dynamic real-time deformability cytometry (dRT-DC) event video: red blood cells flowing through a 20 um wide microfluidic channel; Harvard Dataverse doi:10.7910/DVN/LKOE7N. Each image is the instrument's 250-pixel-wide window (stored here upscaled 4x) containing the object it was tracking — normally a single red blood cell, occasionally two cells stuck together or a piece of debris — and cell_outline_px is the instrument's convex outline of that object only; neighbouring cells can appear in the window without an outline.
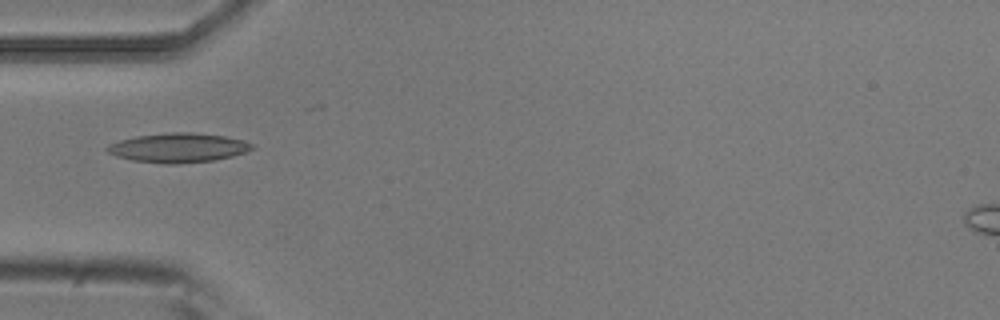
{"species": "common noctule bat (a hibernating species)", "species_latin": "Nyctalus noctula", "temperature_condition": "room temperature", "stored_images_in_passage": 6, "camera_frame_rate_fps": 3000, "um_per_image_px": 0.085, "animal": {"sex": "male", "body_mass_g": 20.5, "forearm_length_mm": 52.5}, "frame": {"image": 1, "passage_image": 2, "time_ms": 0.333, "image_size_px": [1000, 320], "cell_outline_px": [[256, 148], [248, 152], [232, 156], [212, 160], [176, 164], [164, 164], [132, 160], [116, 156], [108, 152], [104, 148], [108, 144], [120, 140], [136, 136], [172, 132], [188, 132], [224, 136], [244, 140], [252, 144]], "centroid_in_image_um": [15.15, 12.56], "position_along_channel_um": 69.8, "area_um2": 24.8}}
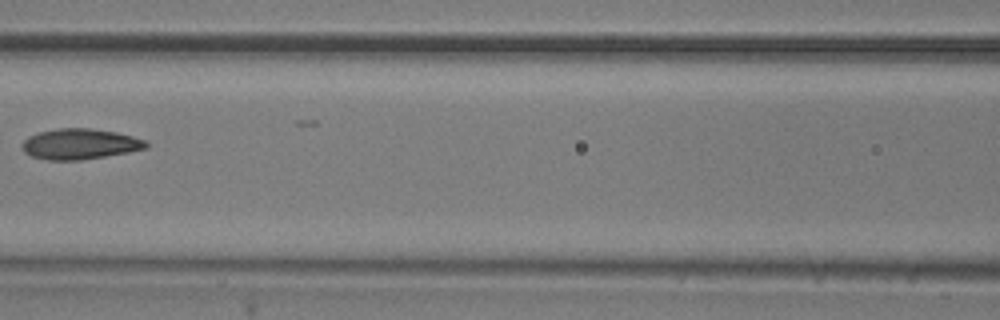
{"frame": {"image": 2, "passage_image": 4, "time_ms": 1.0, "image_size_px": [1000, 320], "cell_outline_px": [[148, 148], [128, 152], [80, 160], [48, 160], [32, 156], [24, 152], [20, 144], [28, 136], [40, 132], [60, 128], [88, 128], [116, 132], [132, 136], [144, 140], [148, 144]], "centroid_in_image_um": [6.77, 12.24], "position_along_channel_um": 159.8, "area_um2": 21.96}}
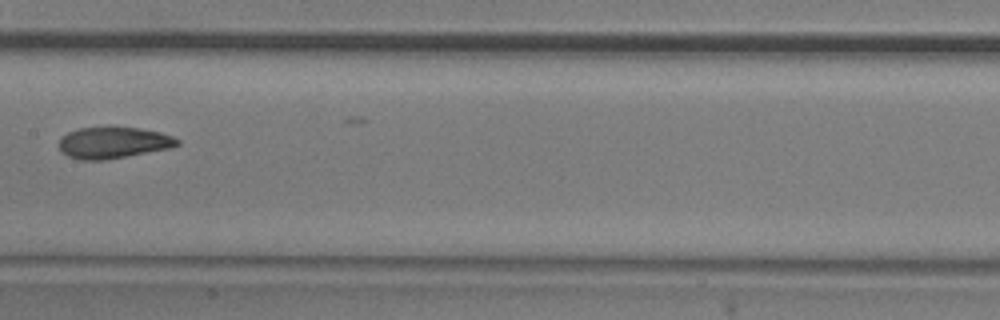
{"frame": {"image": 3, "passage_image": 5, "time_ms": 1.333, "image_size_px": [1000, 320], "cell_outline_px": [[180, 144], [168, 148], [104, 160], [80, 160], [68, 156], [60, 148], [60, 140], [68, 132], [80, 128], [140, 128], [160, 132], [172, 136], [180, 140]], "centroid_in_image_um": [9.65, 12.13], "position_along_channel_um": 197.8, "area_um2": 21.1}}